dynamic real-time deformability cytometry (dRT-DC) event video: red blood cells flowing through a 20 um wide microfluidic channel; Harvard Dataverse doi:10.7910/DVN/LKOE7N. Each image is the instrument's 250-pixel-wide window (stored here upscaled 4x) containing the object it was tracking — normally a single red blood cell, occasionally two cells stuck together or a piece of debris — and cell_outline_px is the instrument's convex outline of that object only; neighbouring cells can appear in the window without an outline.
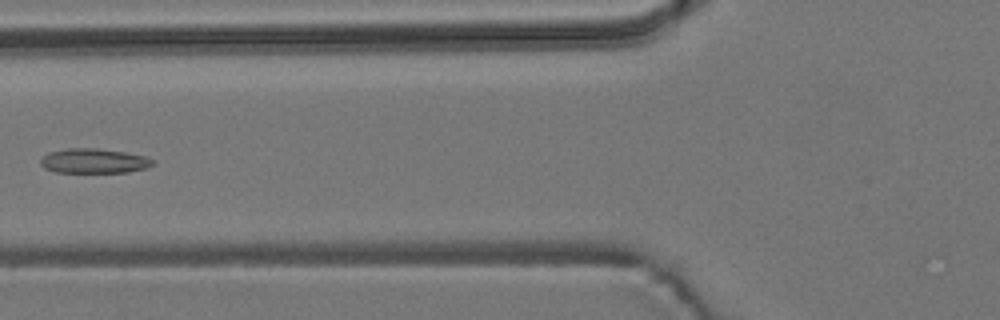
{"species": "common noctule bat (a hibernating species)", "species_latin": "Nyctalus noctula", "temperature_condition": "room temperature", "stored_images_in_passage": 6, "camera_frame_rate_fps": 3000, "um_per_image_px": 0.085, "animal": {"sex": "male", "body_mass_g": 19.2, "forearm_length_mm": 51.8}, "frame": {"image": 1, "passage_image": 5, "time_ms": 4.667, "image_size_px": [1000, 320], "cell_outline_px": [[156, 164], [148, 168], [128, 172], [56, 172], [44, 168], [40, 164], [40, 160], [48, 152], [68, 148], [96, 148], [124, 152], [148, 156], [156, 160]], "centroid_in_image_um": [8.05, 13.68], "position_along_channel_um": 117.8, "area_um2": 16.36}}
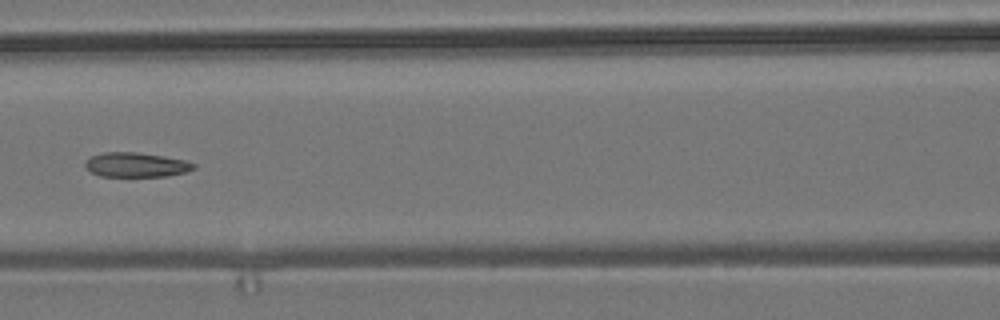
{"frame": {"image": 2, "passage_image": 6, "time_ms": 5.667, "image_size_px": [1000, 320], "cell_outline_px": [[196, 168], [188, 172], [168, 176], [100, 176], [92, 172], [84, 164], [92, 156], [104, 152], [136, 152], [164, 156], [184, 160], [196, 164]], "centroid_in_image_um": [11.63, 14.01], "position_along_channel_um": 155.0, "area_um2": 15.43}}